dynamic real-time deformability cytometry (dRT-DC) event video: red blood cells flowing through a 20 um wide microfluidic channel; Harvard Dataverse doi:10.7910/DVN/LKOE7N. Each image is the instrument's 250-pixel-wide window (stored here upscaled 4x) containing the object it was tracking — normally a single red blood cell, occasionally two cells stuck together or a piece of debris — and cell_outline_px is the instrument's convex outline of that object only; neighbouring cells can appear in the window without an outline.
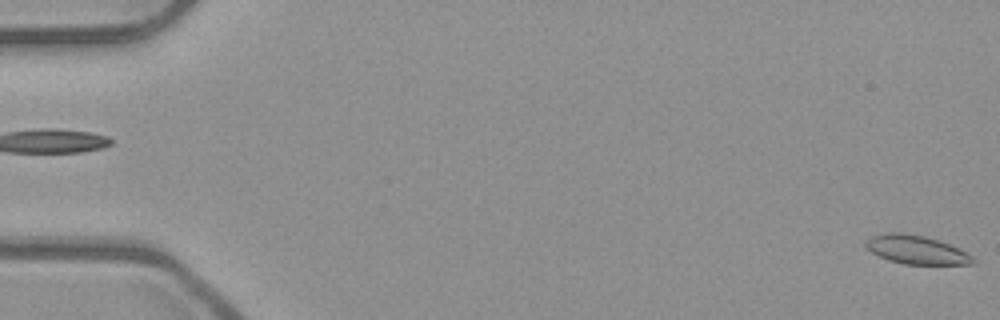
{"species": "common noctule bat (a hibernating species)", "species_latin": "Nyctalus noctula", "temperature_condition": "room temperature", "stored_images_in_passage": 7, "camera_frame_rate_fps": 3000, "um_per_image_px": 0.085, "animal": {"sex": "male", "body_mass_g": 23.1, "forearm_length_mm": 52.7}, "frame": {"image": 1, "passage_image": 1, "time_ms": 0.0, "image_size_px": [1000, 320], "cell_outline_px": [[976, 260], [972, 264], [904, 264], [888, 260], [872, 252], [864, 244], [872, 236], [888, 232], [900, 232], [924, 236], [940, 240], [960, 248], [968, 252]], "centroid_in_image_um": [77.93, 21.22], "position_along_channel_um": 7.1, "area_um2": 17.86}}
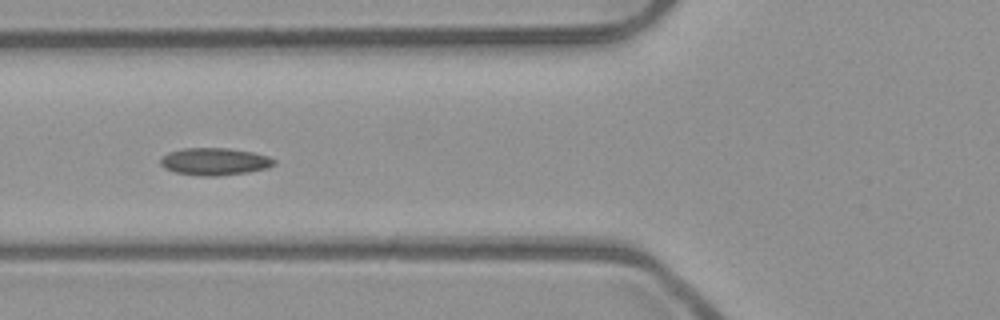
{"frame": {"image": 2, "passage_image": 6, "time_ms": 1.667, "image_size_px": [1000, 320], "cell_outline_px": [[276, 164], [268, 168], [248, 172], [220, 176], [200, 176], [176, 172], [164, 168], [160, 164], [160, 160], [168, 152], [184, 148], [228, 148], [252, 152], [268, 156], [276, 160]], "centroid_in_image_um": [18.27, 13.73], "position_along_channel_um": 107.5, "area_um2": 18.15}}
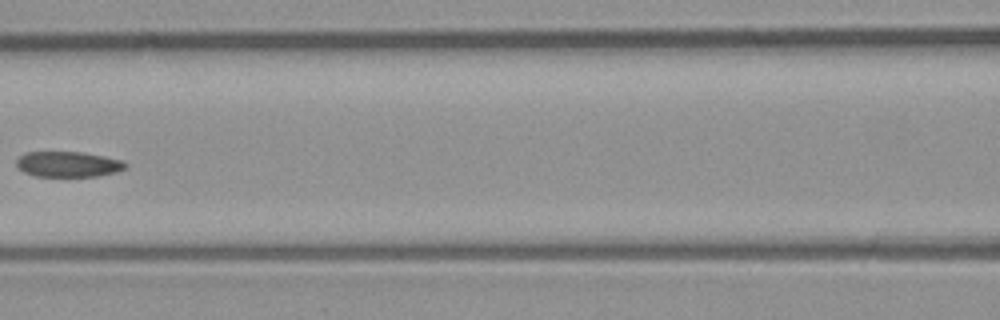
{"frame": {"image": 3, "passage_image": 7, "time_ms": 2.0, "image_size_px": [1000, 320], "cell_outline_px": [[128, 164], [124, 168], [116, 172], [96, 176], [36, 176], [24, 172], [16, 164], [16, 160], [24, 152], [80, 152], [104, 156], [120, 160]], "centroid_in_image_um": [5.77, 13.95], "position_along_channel_um": 160.8, "area_um2": 16.01}}